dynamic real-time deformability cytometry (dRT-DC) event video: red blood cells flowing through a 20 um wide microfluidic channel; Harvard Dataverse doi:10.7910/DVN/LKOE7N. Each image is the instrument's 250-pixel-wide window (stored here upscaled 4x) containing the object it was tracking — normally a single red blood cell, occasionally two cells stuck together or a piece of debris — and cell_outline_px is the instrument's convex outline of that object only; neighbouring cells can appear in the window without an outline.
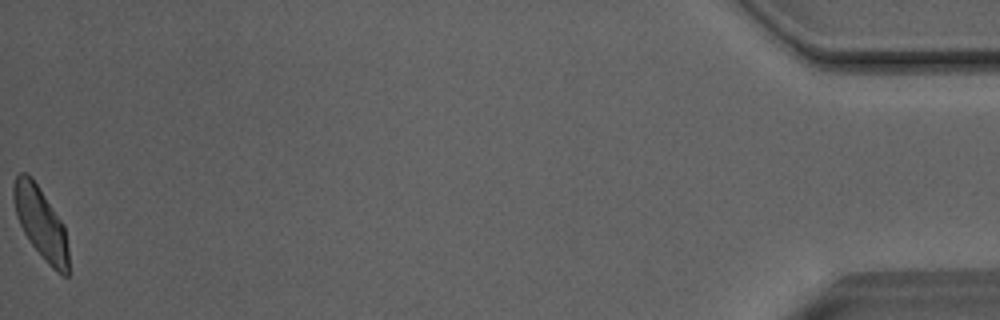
{"species": "Egyptian fruit bat (a non-hibernating species)", "species_latin": "Rousettus aegyptiacus", "temperature_condition": "room temperature", "stored_images_in_passage": 51, "camera_frame_rate_fps": 3000, "um_per_image_px": 0.085, "animal": {"sex": "male"}, "frame": {"image": 1, "passage_image": 51, "time_ms": 16.667, "image_size_px": [1000, 320], "cell_outline_px": [[68, 276], [64, 276], [56, 272], [44, 260], [32, 244], [24, 232], [16, 216], [12, 196], [12, 188], [16, 176], [20, 172], [24, 172], [32, 176], [64, 224], [68, 248]], "centroid_in_image_um": [3.46, 18.93], "position_along_channel_um": 431.7, "area_um2": 23.0}, "authors_computed_cell_mechanics": {"area_um2": 23.8714, "velocity_mm_per_s": 4.0297, "shape_relaxation_time_tau1_ms": 4.7964, "shape_relaxation_time_tau2_ms": 1.4346, "deformation_change_tau1": 0.1369, "deformation_change_tau2": 0.0719}}